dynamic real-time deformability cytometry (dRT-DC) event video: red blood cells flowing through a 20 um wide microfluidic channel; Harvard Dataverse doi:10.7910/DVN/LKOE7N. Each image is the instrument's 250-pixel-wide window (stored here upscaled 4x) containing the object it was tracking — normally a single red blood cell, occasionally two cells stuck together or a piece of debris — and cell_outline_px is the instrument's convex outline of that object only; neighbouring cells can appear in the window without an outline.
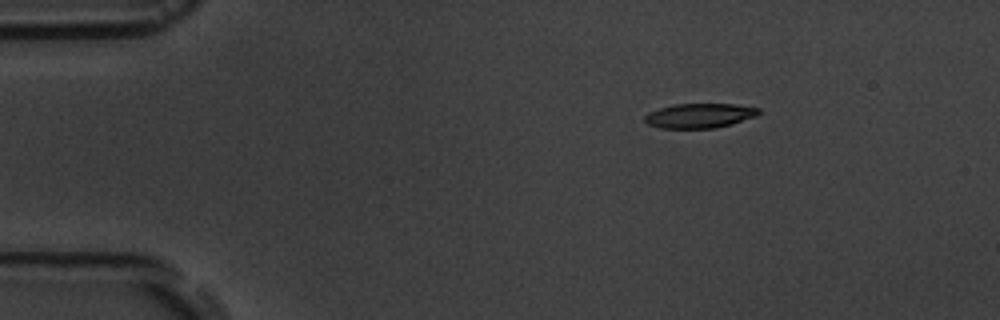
{"species": "common noctule bat (a hibernating species)", "species_latin": "Nyctalus noctula", "temperature_condition": "room temperature", "stored_images_in_passage": 4, "camera_frame_rate_fps": 3000, "um_per_image_px": 0.085, "animal": {"sex": "male", "body_mass_g": 19.5, "forearm_length_mm": 54.6}, "frame": {"image": 1, "passage_image": 2, "time_ms": 2.0, "image_size_px": [1000, 320], "cell_outline_px": [[760, 112], [756, 116], [732, 124], [716, 128], [660, 128], [648, 124], [644, 120], [644, 116], [648, 112], [672, 104], [736, 104], [760, 108]], "centroid_in_image_um": [59.46, 9.83], "position_along_channel_um": 25.5, "area_um2": 16.42}}